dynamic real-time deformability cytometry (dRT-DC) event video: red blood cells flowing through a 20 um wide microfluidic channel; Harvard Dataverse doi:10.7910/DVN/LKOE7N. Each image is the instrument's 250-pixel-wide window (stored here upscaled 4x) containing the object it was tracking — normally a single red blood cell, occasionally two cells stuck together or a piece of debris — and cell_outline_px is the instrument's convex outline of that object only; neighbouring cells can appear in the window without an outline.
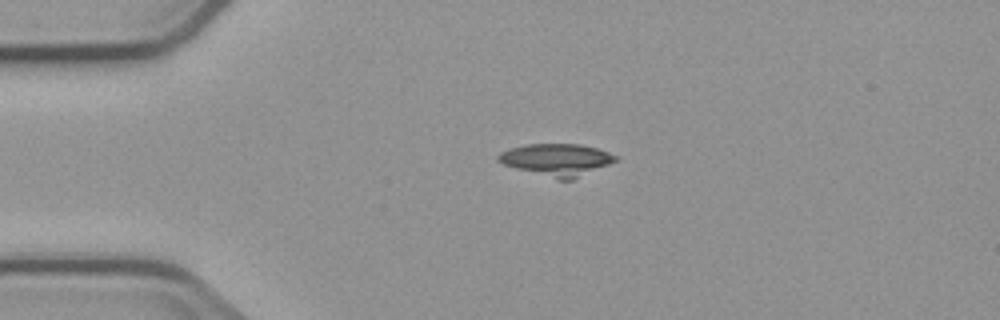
{"species": "common noctule bat (a hibernating species)", "species_latin": "Nyctalus noctula", "temperature_condition": "cold", "stored_images_in_passage": 2, "camera_frame_rate_fps": 3000, "um_per_image_px": 0.085, "animal": {"sex": "male", "body_mass_g": 23.1, "forearm_length_mm": 52.7}, "frame": {"image": 1, "passage_image": 1, "time_ms": 0.0, "image_size_px": [1000, 320], "cell_outline_px": [[616, 160], [608, 164], [572, 180], [560, 180], [516, 168], [504, 164], [496, 160], [496, 156], [500, 152], [508, 148], [528, 144], [580, 144], [596, 148], [608, 152], [616, 156]], "centroid_in_image_um": [47.27, 13.57], "position_along_channel_um": 37.7, "area_um2": 21.68}}